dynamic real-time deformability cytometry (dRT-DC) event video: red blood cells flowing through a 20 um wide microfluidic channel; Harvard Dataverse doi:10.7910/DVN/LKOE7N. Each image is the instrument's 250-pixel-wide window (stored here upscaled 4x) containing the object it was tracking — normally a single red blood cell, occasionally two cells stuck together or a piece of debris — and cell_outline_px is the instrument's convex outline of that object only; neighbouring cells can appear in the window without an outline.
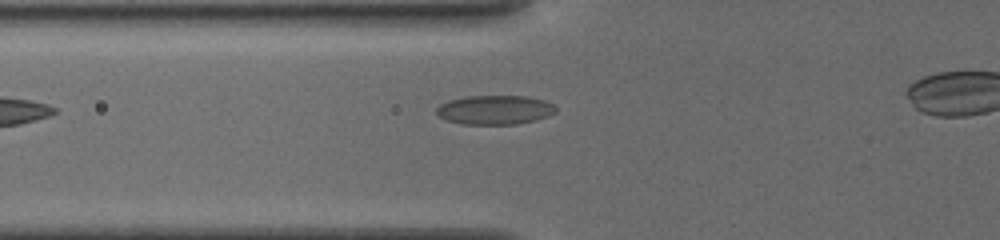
{"species": "common noctule bat (a hibernating species)", "species_latin": "Nyctalus noctula", "temperature_condition": "cold", "stored_images_in_passage": 43, "camera_frame_rate_fps": 3000, "um_per_image_px": 0.085, "animal": {"sex": "female", "body_mass_g": 19.5, "forearm_length_mm": 54.1}, "frame": {"image": 1, "passage_image": 5, "time_ms": 1.0, "image_size_px": [1000, 240], "cell_outline_px": [[556, 112], [548, 116], [536, 120], [516, 124], [464, 124], [444, 120], [436, 112], [436, 108], [440, 104], [448, 100], [468, 96], [528, 96], [544, 100], [552, 104], [556, 108]], "centroid_in_image_um": [42.06, 9.34], "position_along_channel_um": 83.7, "area_um2": 20.35}}
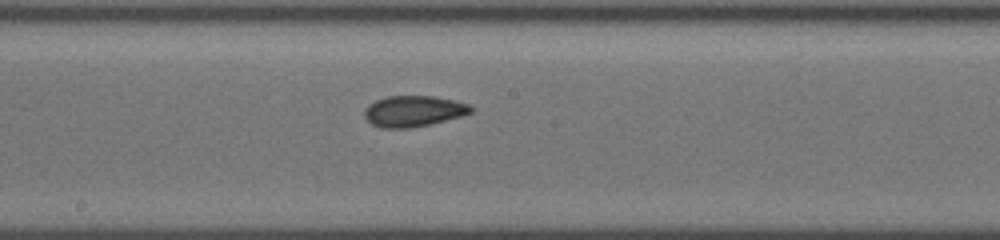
{"frame": {"image": 2, "passage_image": 16, "time_ms": 4.333, "image_size_px": [1000, 240], "cell_outline_px": [[476, 108], [472, 112], [460, 116], [412, 128], [380, 128], [372, 124], [364, 116], [364, 108], [368, 104], [376, 100], [388, 96], [436, 96], [456, 100], [472, 104]], "centroid_in_image_um": [35.17, 9.43], "position_along_channel_um": 213.0, "area_um2": 19.42}}
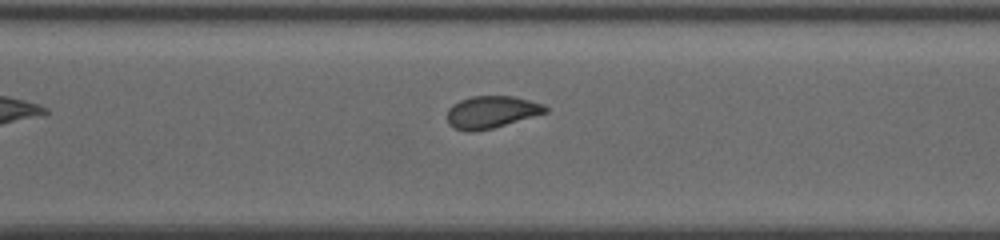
{"frame": {"image": 3, "passage_image": 27, "time_ms": 7.333, "image_size_px": [1000, 240], "cell_outline_px": [[548, 112], [492, 128], [476, 132], [468, 132], [452, 128], [448, 124], [448, 108], [452, 104], [460, 100], [472, 96], [512, 96], [544, 104], [548, 108]], "centroid_in_image_um": [41.74, 9.53], "position_along_channel_um": 328.9, "area_um2": 18.5}}